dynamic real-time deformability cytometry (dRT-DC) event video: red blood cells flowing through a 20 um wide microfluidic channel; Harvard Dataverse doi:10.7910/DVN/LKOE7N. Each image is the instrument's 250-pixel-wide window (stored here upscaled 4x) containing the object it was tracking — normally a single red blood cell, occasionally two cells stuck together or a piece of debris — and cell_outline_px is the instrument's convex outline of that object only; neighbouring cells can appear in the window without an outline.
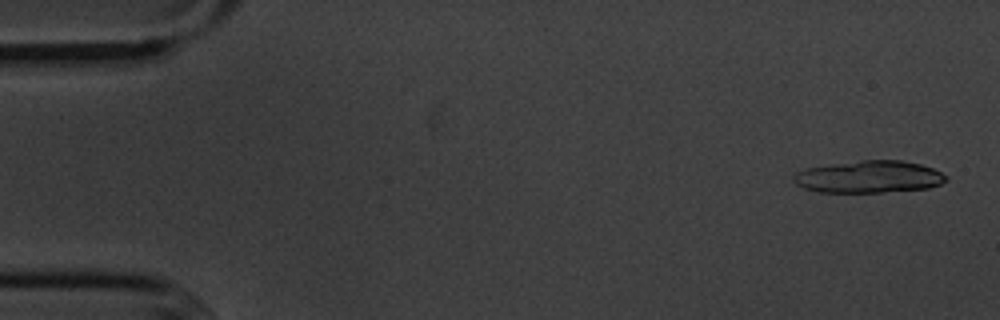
{"species": "common noctule bat (a hibernating species)", "species_latin": "Nyctalus noctula", "temperature_condition": "cold", "stored_images_in_passage": 5, "camera_frame_rate_fps": 3000, "um_per_image_px": 0.085, "animal": {"sex": "male", "body_mass_g": 20.1, "forearm_length_mm": 53.5}, "frame": {"image": 1, "passage_image": 1, "time_ms": 0.0, "image_size_px": [1000, 320], "cell_outline_px": [[948, 180], [940, 184], [928, 188], [880, 192], [820, 192], [804, 188], [796, 184], [792, 176], [796, 172], [808, 168], [860, 160], [900, 160], [920, 164], [932, 168], [940, 172]], "centroid_in_image_um": [73.85, 15.03], "position_along_channel_um": 11.1, "area_um2": 28.26}}